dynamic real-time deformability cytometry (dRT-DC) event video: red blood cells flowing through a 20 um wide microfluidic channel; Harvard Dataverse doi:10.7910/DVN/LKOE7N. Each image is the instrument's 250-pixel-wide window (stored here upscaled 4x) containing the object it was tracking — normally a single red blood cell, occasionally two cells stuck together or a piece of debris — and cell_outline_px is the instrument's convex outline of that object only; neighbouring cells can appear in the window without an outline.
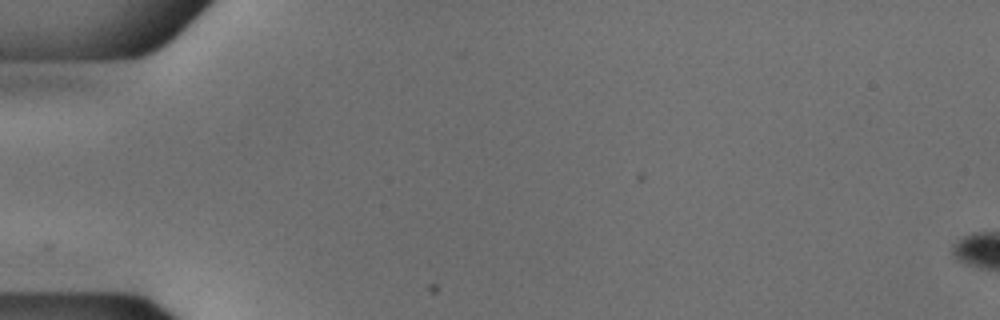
{"species": "common noctule bat (a hibernating species)", "species_latin": "Nyctalus noctula", "temperature_condition": "cold", "stored_images_in_passage": 1, "camera_frame_rate_fps": 3000, "um_per_image_px": 0.085, "animal": {"sex": "male", "body_mass_g": 18.8}, "frame": {"image": 1, "passage_image": 1, "time_ms": 0.0, "image_size_px": [1000, 320], "cell_outline_px": [[196, 12], [188, 24], [168, 44], [144, 56], [132, 60], [80, 60]], "centroid_in_image_um": [12.2, 3.62], "position_along_channel_um": 72.8, "area_um2": 12.02}}